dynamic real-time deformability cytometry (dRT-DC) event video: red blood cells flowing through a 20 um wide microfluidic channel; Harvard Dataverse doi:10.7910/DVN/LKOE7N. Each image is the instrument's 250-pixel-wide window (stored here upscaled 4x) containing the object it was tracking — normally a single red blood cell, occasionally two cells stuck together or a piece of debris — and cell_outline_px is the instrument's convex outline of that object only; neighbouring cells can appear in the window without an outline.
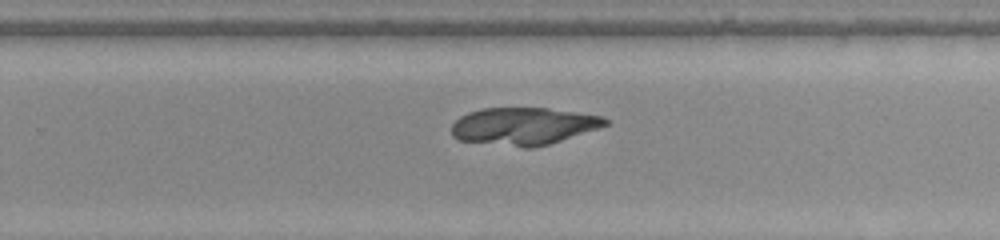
{"species": "common noctule bat (a hibernating species)", "species_latin": "Nyctalus noctula", "temperature_condition": "warm", "stored_images_in_passage": 31, "camera_frame_rate_fps": 3000, "um_per_image_px": 0.085, "animal": {"sex": "female", "body_mass_g": 22.0, "forearm_length_mm": 56.7}, "frame": {"image": 1, "passage_image": 18, "time_ms": 5.667, "image_size_px": [1000, 240], "cell_outline_px": [[608, 124], [548, 144], [532, 148], [524, 148], [460, 140], [452, 136], [452, 124], [460, 116], [468, 112], [480, 108], [548, 108], [600, 116], [608, 120]], "centroid_in_image_um": [44.43, 10.72], "position_along_channel_um": 285.4, "area_um2": 33.06}}
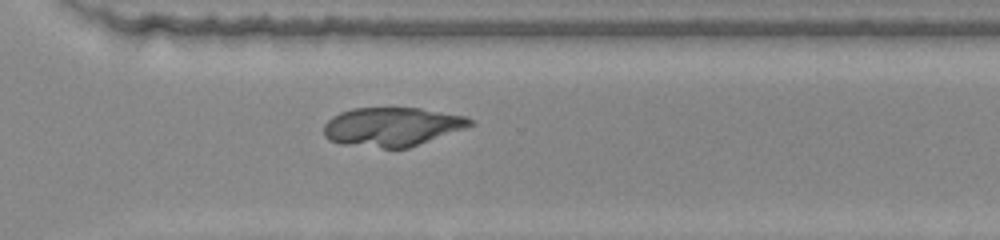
{"frame": {"image": 2, "passage_image": 22, "time_ms": 7.0, "image_size_px": [1000, 240], "cell_outline_px": [[476, 124], [408, 148], [384, 148], [340, 144], [328, 140], [324, 136], [324, 124], [332, 116], [340, 112], [352, 108], [420, 108], [464, 116], [476, 120]], "centroid_in_image_um": [33.31, 10.77], "position_along_channel_um": 337.3, "area_um2": 33.23}}
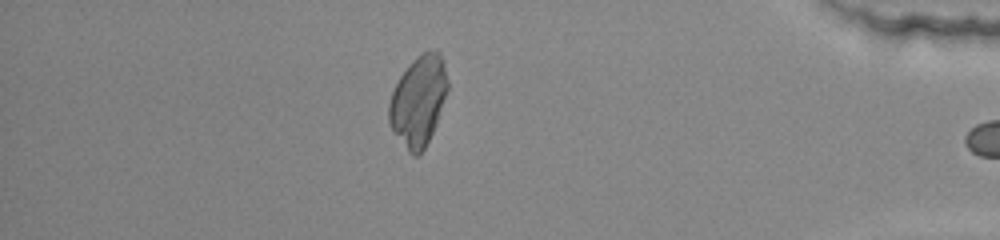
{"frame": {"image": 3, "passage_image": 30, "time_ms": 9.667, "image_size_px": [1000, 240], "cell_outline_px": [[448, 88], [436, 124], [424, 148], [416, 156], [412, 156], [408, 152], [392, 128], [388, 120], [388, 104], [392, 92], [400, 76], [412, 60], [416, 56], [428, 48], [436, 48], [440, 52], [444, 60], [448, 80]], "centroid_in_image_um": [35.58, 8.5], "position_along_channel_um": 399.6, "area_um2": 30.87}}